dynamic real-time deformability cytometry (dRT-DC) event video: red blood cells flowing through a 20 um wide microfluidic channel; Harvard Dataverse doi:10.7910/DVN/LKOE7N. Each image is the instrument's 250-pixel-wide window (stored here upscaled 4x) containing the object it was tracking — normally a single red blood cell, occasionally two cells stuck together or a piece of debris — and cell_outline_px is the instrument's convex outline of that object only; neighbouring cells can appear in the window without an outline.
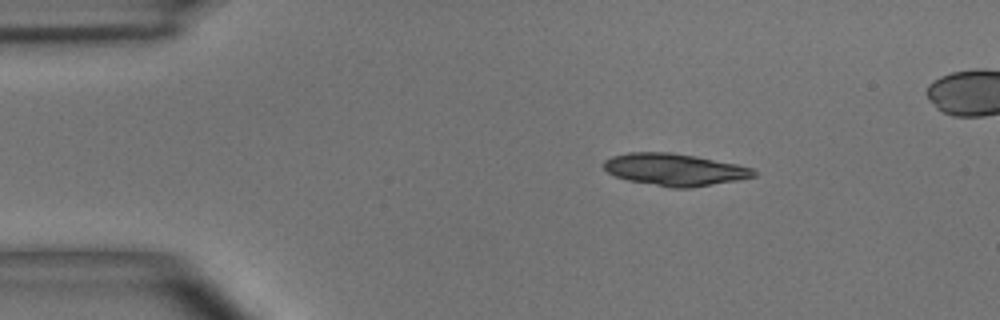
{"species": "common noctule bat (a hibernating species)", "species_latin": "Nyctalus noctula", "temperature_condition": "room temperature", "stored_images_in_passage": 4, "camera_frame_rate_fps": 3000, "um_per_image_px": 0.085, "animal": {"sex": "male", "body_mass_g": 15.6}, "frame": {"image": 1, "passage_image": 1, "time_ms": 0.0, "image_size_px": [1000, 320], "cell_outline_px": [[756, 176], [736, 180], [688, 188], [672, 188], [628, 180], [616, 176], [608, 172], [604, 168], [604, 160], [612, 156], [628, 152], [672, 152], [696, 156], [736, 164], [752, 168], [756, 172]], "centroid_in_image_um": [57.32, 14.4], "position_along_channel_um": 27.7, "area_um2": 27.86}}